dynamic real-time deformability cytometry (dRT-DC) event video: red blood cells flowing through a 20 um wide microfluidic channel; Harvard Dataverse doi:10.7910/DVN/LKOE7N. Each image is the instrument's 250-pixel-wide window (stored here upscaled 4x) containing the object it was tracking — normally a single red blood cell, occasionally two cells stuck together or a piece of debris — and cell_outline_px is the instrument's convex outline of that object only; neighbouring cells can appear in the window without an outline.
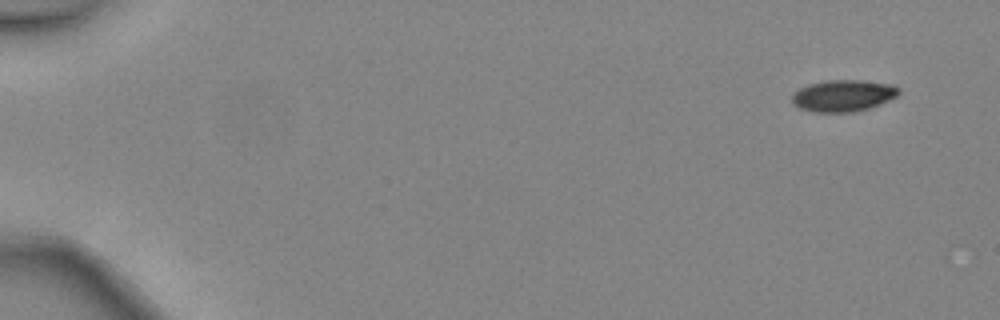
{"species": "common noctule bat (a hibernating species)", "species_latin": "Nyctalus noctula", "temperature_condition": "warm", "stored_images_in_passage": 13, "camera_frame_rate_fps": 3000, "um_per_image_px": 0.085, "animal": {"sex": "female", "body_mass_g": 24.6, "forearm_length_mm": 56.2}, "frame": {"image": 1, "passage_image": 1, "time_ms": 0.0, "image_size_px": [1000, 320], "cell_outline_px": [[900, 92], [896, 96], [888, 100], [868, 108], [852, 112], [812, 112], [800, 108], [792, 104], [792, 96], [800, 88], [808, 84], [824, 80], [860, 80], [892, 84], [900, 88]], "centroid_in_image_um": [71.65, 8.12], "position_along_channel_um": 13.3, "area_um2": 19.65}}